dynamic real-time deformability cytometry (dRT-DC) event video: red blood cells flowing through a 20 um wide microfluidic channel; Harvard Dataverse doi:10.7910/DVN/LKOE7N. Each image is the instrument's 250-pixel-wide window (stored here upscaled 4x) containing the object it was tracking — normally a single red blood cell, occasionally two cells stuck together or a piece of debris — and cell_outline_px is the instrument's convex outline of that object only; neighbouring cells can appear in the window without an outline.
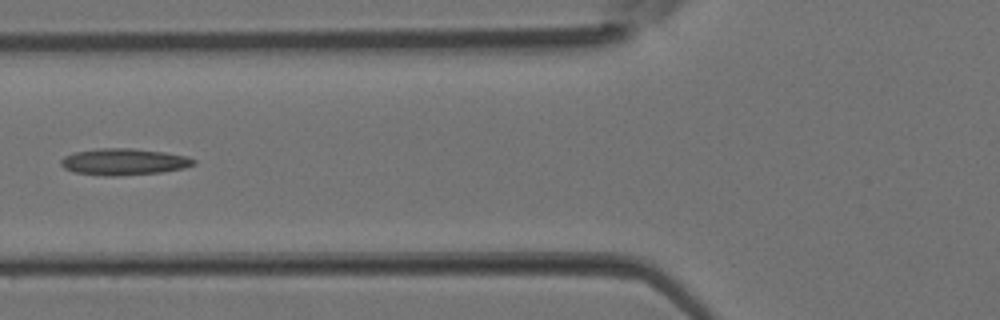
{"species": "Egyptian fruit bat (a non-hibernating species)", "species_latin": "Rousettus aegyptiacus", "temperature_condition": "room temperature", "stored_images_in_passage": 5, "camera_frame_rate_fps": 3000, "um_per_image_px": 0.085, "animal": {"sex": "female"}, "frame": {"image": 1, "passage_image": 5, "time_ms": 1.333, "image_size_px": [1000, 320], "cell_outline_px": [[196, 164], [184, 168], [160, 172], [120, 176], [104, 176], [76, 172], [64, 168], [60, 164], [60, 160], [64, 156], [72, 152], [96, 148], [136, 148], [164, 152], [188, 156], [196, 160]], "centroid_in_image_um": [10.52, 13.74], "position_along_channel_um": 115.3, "area_um2": 20.81}}